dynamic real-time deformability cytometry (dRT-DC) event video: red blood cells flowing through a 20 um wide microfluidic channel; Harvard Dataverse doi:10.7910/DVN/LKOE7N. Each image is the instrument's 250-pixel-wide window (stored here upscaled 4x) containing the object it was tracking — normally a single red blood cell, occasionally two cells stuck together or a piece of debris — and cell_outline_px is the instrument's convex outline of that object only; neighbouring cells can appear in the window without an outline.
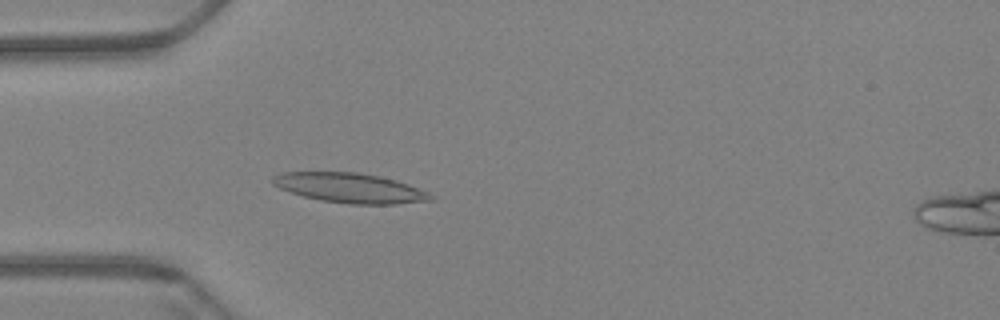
{"species": "Egyptian fruit bat (a non-hibernating species)", "species_latin": "Rousettus aegyptiacus", "temperature_condition": "warm", "stored_images_in_passage": 46, "camera_frame_rate_fps": 3000, "um_per_image_px": 0.085, "animal": {"sex": "female"}, "frame": {"image": 1, "passage_image": 9, "time_ms": 2.667, "image_size_px": [1000, 320], "cell_outline_px": [[436, 200], [396, 204], [348, 204], [320, 200], [304, 196], [280, 188], [272, 184], [272, 176], [280, 172], [356, 172], [380, 176], [396, 180], [408, 184], [428, 192], [436, 196]], "centroid_in_image_um": [29.78, 15.98], "position_along_channel_um": 55.2, "area_um2": 27.51}}
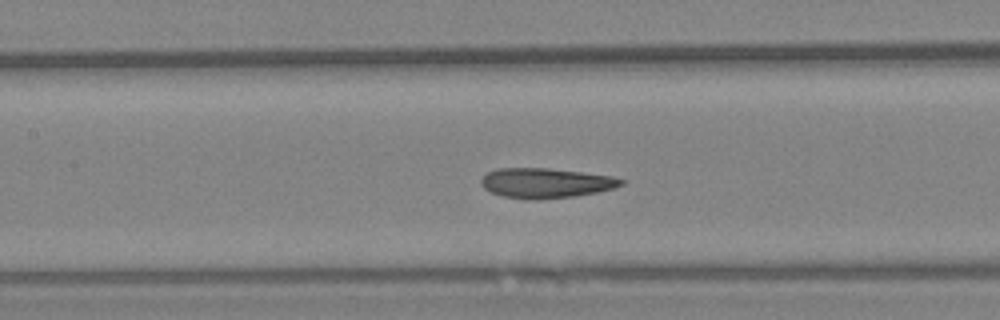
{"frame": {"image": 2, "passage_image": 19, "time_ms": 6.0, "image_size_px": [1000, 320], "cell_outline_px": [[624, 184], [612, 188], [596, 192], [576, 196], [536, 200], [524, 200], [504, 196], [492, 192], [484, 188], [480, 184], [480, 180], [488, 172], [496, 168], [548, 168], [612, 176], [624, 180]], "centroid_in_image_um": [46.35, 15.56], "position_along_channel_um": 161.0, "area_um2": 24.39}}
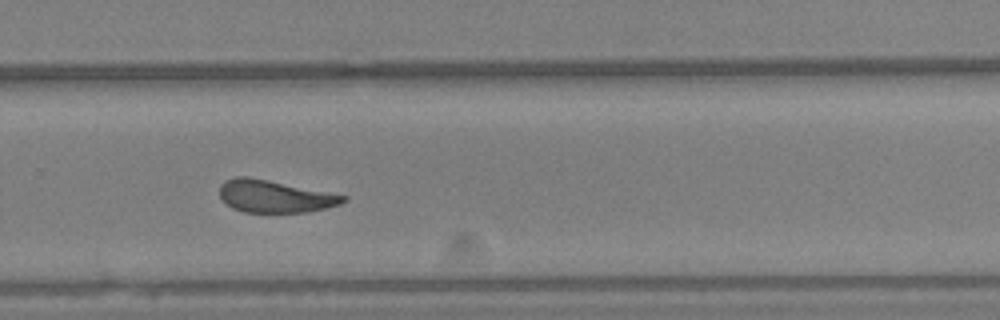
{"frame": {"image": 3, "passage_image": 32, "time_ms": 10.333, "image_size_px": [1000, 320], "cell_outline_px": [[348, 200], [340, 204], [308, 212], [244, 212], [232, 208], [220, 196], [220, 184], [224, 180], [236, 176], [248, 176], [348, 196]], "centroid_in_image_um": [23.34, 16.68], "position_along_channel_um": 306.5, "area_um2": 23.18}, "authors_computed_cell_mechanics": {"area_um2": 24.1315, "velocity_mm_per_s": 3.3811, "shape_relaxation_time_tau1_ms": null, "shape_relaxation_time_tau2_ms": 2.481, "deformation_change_tau1": null, "deformation_change_tau2": 0.1067}}